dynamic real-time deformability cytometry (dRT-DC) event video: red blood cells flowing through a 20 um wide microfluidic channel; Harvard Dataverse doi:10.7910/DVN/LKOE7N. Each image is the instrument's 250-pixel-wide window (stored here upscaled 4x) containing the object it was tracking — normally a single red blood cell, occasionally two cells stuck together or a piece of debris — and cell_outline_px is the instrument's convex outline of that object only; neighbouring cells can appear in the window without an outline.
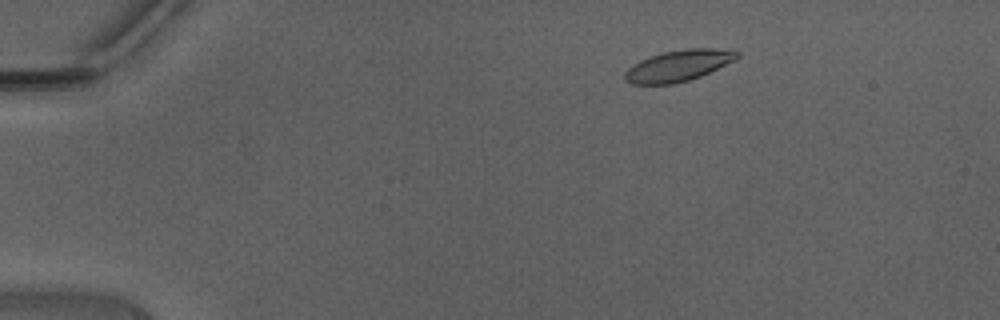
{"species": "Egyptian fruit bat (a non-hibernating species)", "species_latin": "Rousettus aegyptiacus", "temperature_condition": "warm", "stored_images_in_passage": 46, "camera_frame_rate_fps": 3000, "um_per_image_px": 0.085, "animal": {"sex": "male"}, "frame": {"image": 1, "passage_image": 7, "time_ms": 2.0, "image_size_px": [1000, 320], "cell_outline_px": [[740, 56], [700, 76], [688, 80], [672, 84], [632, 84], [624, 80], [624, 72], [632, 64], [648, 56], [664, 52], [688, 48], [712, 48], [740, 52]], "centroid_in_image_um": [57.58, 5.58], "position_along_channel_um": 27.4, "area_um2": 20.11}}
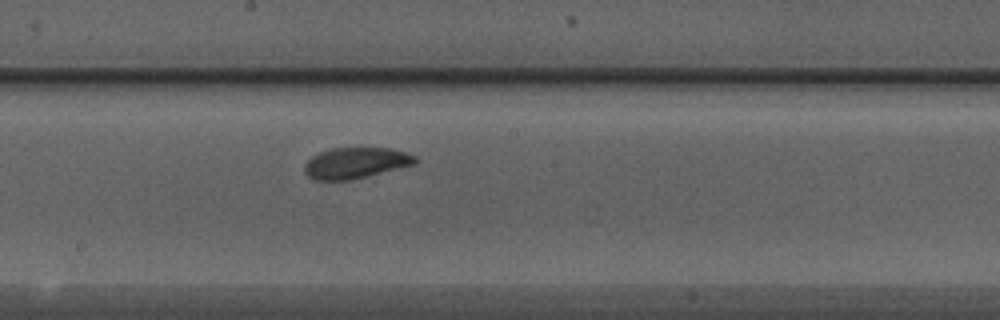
{"frame": {"image": 2, "passage_image": 26, "time_ms": 8.333, "image_size_px": [1000, 320], "cell_outline_px": [[420, 160], [416, 164], [352, 180], [312, 180], [304, 172], [304, 164], [312, 156], [320, 152], [332, 148], [392, 148], [416, 156]], "centroid_in_image_um": [30.24, 13.86], "position_along_channel_um": 218.0, "area_um2": 20.17}}
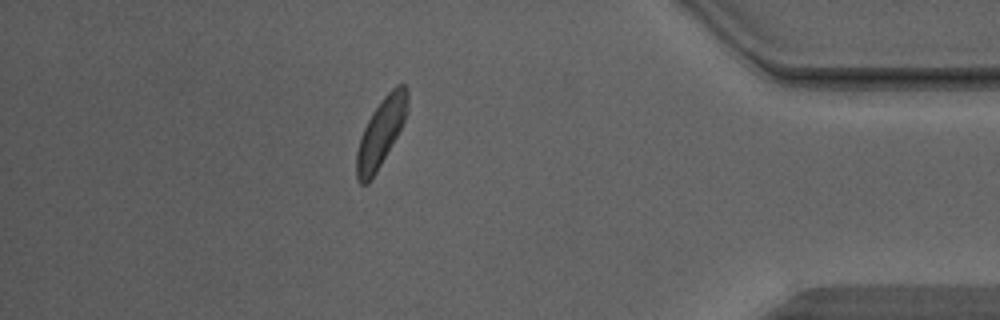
{"frame": {"image": 3, "passage_image": 41, "time_ms": 13.333, "image_size_px": [1000, 320], "cell_outline_px": [[408, 112], [396, 136], [376, 172], [368, 184], [360, 184], [356, 180], [356, 152], [360, 136], [372, 112], [384, 96], [396, 84], [404, 84], [408, 88]], "centroid_in_image_um": [32.37, 11.25], "position_along_channel_um": 402.8, "area_um2": 20.11}, "authors_computed_cell_mechanics": {"area_um2": 20.1433, "velocity_mm_per_s": 4.4004, "shape_relaxation_time_tau1_ms": 1.9697, "shape_relaxation_time_tau2_ms": null, "deformation_change_tau1": 0.0906, "deformation_change_tau2": null}}